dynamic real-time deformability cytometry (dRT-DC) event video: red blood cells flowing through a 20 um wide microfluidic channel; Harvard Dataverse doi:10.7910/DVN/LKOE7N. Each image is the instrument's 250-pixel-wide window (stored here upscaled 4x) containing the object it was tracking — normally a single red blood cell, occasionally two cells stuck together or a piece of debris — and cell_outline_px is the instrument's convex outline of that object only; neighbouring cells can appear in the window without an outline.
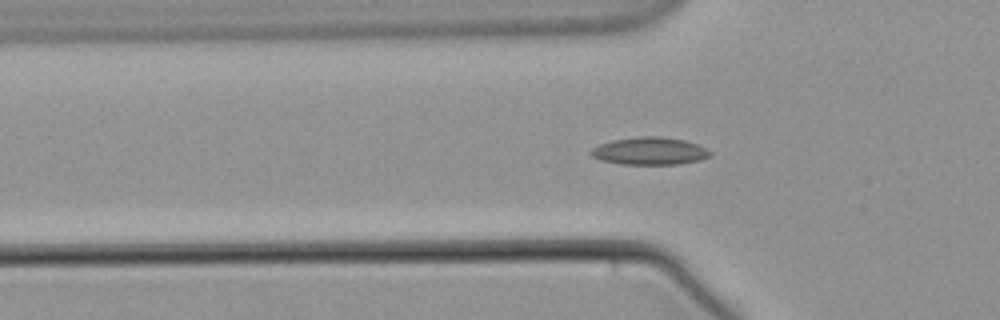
{"species": "common noctule bat (a hibernating species)", "species_latin": "Nyctalus noctula", "temperature_condition": "warm", "stored_images_in_passage": 45, "camera_frame_rate_fps": 3000, "um_per_image_px": 0.085, "animal": {"sex": "male", "body_mass_g": 21.5, "forearm_length_mm": 52.0}, "frame": {"image": 1, "passage_image": 6, "time_ms": 1.667, "image_size_px": [1000, 320], "cell_outline_px": [[712, 156], [700, 160], [680, 164], [620, 164], [600, 160], [592, 156], [588, 152], [592, 148], [600, 144], [612, 140], [640, 136], [660, 136], [684, 140], [696, 144], [712, 152]], "centroid_in_image_um": [55.21, 12.84], "position_along_channel_um": 70.6, "area_um2": 19.19}}
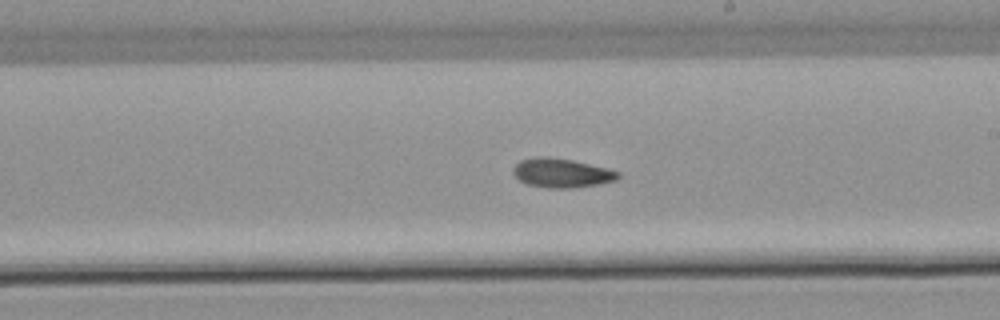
{"frame": {"image": 2, "passage_image": 20, "time_ms": 6.333, "image_size_px": [1000, 320], "cell_outline_px": [[620, 176], [616, 180], [596, 184], [572, 188], [548, 188], [524, 184], [512, 172], [512, 168], [520, 160], [536, 156], [548, 156], [572, 160], [620, 172]], "centroid_in_image_um": [47.67, 14.7], "position_along_channel_um": 241.3, "area_um2": 17.74}}
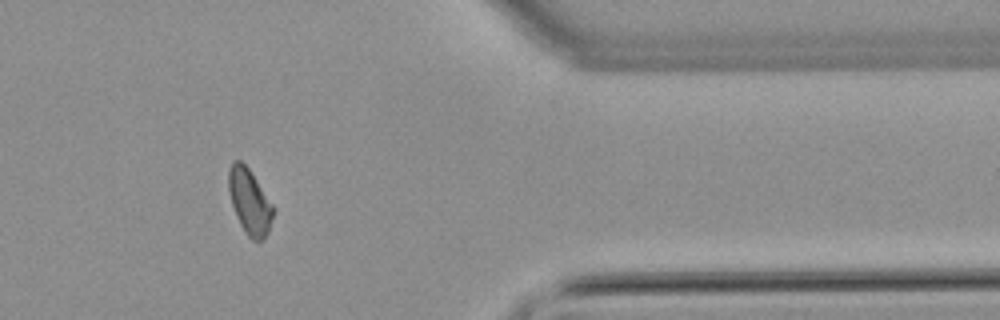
{"frame": {"image": 3, "passage_image": 34, "time_ms": 11.0, "image_size_px": [1000, 320], "cell_outline_px": [[272, 216], [268, 232], [260, 240], [252, 240], [244, 232], [236, 216], [228, 192], [228, 168], [232, 160], [240, 160], [248, 168], [272, 204]], "centroid_in_image_um": [21.16, 17.1], "position_along_channel_um": 390.2, "area_um2": 16.65}}